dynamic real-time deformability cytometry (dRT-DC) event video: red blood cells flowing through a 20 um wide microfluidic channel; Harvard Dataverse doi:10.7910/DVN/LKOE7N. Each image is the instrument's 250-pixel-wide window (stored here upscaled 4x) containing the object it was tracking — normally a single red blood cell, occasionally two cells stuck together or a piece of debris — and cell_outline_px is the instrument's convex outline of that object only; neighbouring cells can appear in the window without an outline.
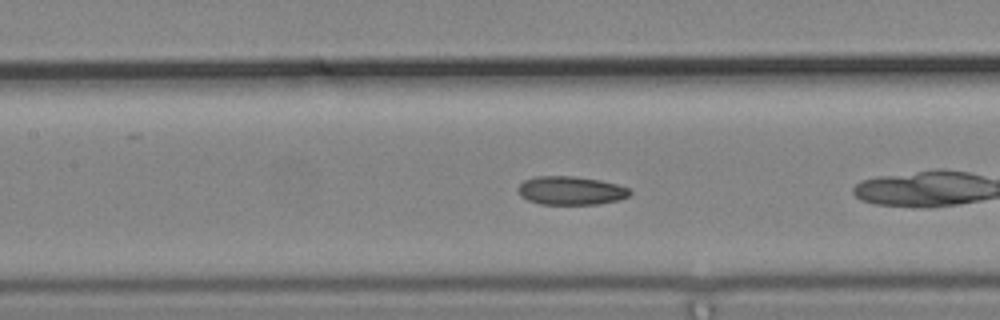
{"species": "common noctule bat (a hibernating species)", "species_latin": "Nyctalus noctula", "temperature_condition": "cold", "stored_images_in_passage": 30, "camera_frame_rate_fps": 3000, "um_per_image_px": 0.085, "animal": {"sex": "male", "body_mass_g": 19.2, "forearm_length_mm": 51.8}, "frame": {"image": 1, "passage_image": 8, "time_ms": 2.333, "image_size_px": [1000, 320], "cell_outline_px": [[632, 192], [628, 196], [616, 200], [596, 204], [540, 204], [528, 200], [520, 196], [516, 188], [524, 180], [536, 176], [576, 176], [600, 180], [616, 184], [628, 188]], "centroid_in_image_um": [48.47, 16.19], "position_along_channel_um": 158.9, "area_um2": 18.55}}
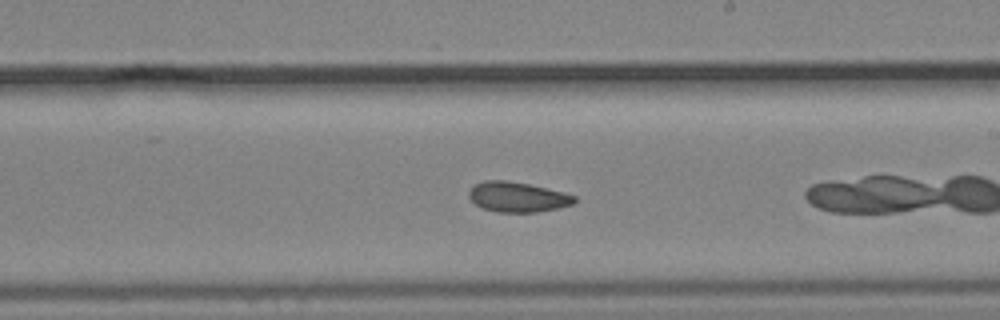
{"frame": {"image": 2, "passage_image": 15, "time_ms": 4.667, "image_size_px": [1000, 320], "cell_outline_px": [[576, 200], [572, 204], [556, 208], [536, 212], [496, 212], [484, 208], [476, 204], [468, 196], [468, 192], [476, 184], [484, 180], [504, 180], [528, 184], [564, 192], [576, 196]], "centroid_in_image_um": [43.98, 16.74], "position_along_channel_um": 245.0, "area_um2": 18.26}}
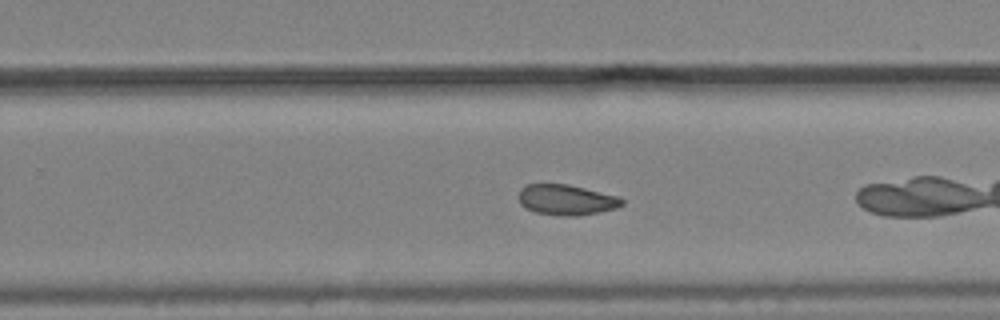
{"frame": {"image": 3, "passage_image": 18, "time_ms": 5.667, "image_size_px": [1000, 320], "cell_outline_px": [[624, 204], [616, 208], [580, 216], [560, 216], [536, 212], [520, 204], [516, 196], [520, 188], [528, 184], [568, 184], [620, 196], [624, 200]], "centroid_in_image_um": [48.14, 16.98], "position_along_channel_um": 281.7, "area_um2": 18.61}, "authors_computed_cell_mechanics": {"area_um2": 18.4382, "velocity_mm_per_s": 3.6968, "shape_relaxation_time_tau1_ms": 5.4442, "shape_relaxation_time_tau2_ms": 2.9866, "deformation_change_tau1": 0.1199, "deformation_change_tau2": 0.0768}}